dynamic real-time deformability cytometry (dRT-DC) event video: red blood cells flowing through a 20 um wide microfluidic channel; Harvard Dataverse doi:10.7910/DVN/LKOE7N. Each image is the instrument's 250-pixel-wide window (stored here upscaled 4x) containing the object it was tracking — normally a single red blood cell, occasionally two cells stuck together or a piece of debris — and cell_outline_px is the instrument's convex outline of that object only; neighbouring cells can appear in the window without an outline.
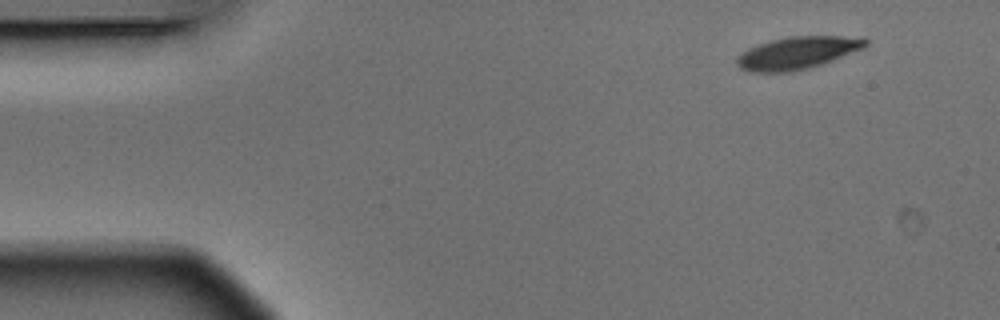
{"species": "Egyptian fruit bat (a non-hibernating species)", "species_latin": "Rousettus aegyptiacus", "temperature_condition": "warm", "stored_images_in_passage": 4, "camera_frame_rate_fps": 3000, "um_per_image_px": 0.085, "animal": {"sex": "male"}, "frame": {"image": 1, "passage_image": 1, "time_ms": 0.0, "image_size_px": [1000, 320], "cell_outline_px": [[868, 44], [864, 48], [820, 64], [808, 68], [792, 72], [748, 72], [740, 68], [736, 64], [736, 60], [748, 48], [772, 40], [788, 36], [864, 36], [868, 40]], "centroid_in_image_um": [67.81, 4.48], "position_along_channel_um": 17.2, "area_um2": 24.22}}
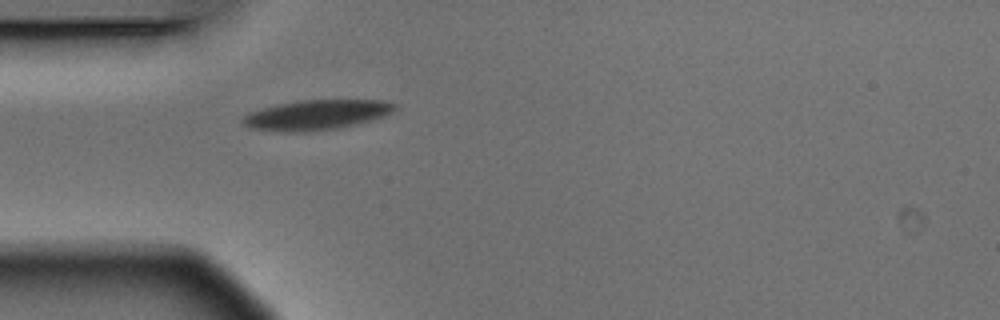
{"frame": {"image": 2, "passage_image": 4, "time_ms": 1.0, "image_size_px": [1000, 320], "cell_outline_px": [[396, 108], [392, 112], [384, 116], [356, 124], [340, 128], [304, 132], [284, 132], [252, 128], [244, 124], [240, 120], [248, 112], [280, 104], [300, 100], [384, 100], [396, 104]], "centroid_in_image_um": [26.91, 9.77], "position_along_channel_um": 58.1, "area_um2": 26.41}}